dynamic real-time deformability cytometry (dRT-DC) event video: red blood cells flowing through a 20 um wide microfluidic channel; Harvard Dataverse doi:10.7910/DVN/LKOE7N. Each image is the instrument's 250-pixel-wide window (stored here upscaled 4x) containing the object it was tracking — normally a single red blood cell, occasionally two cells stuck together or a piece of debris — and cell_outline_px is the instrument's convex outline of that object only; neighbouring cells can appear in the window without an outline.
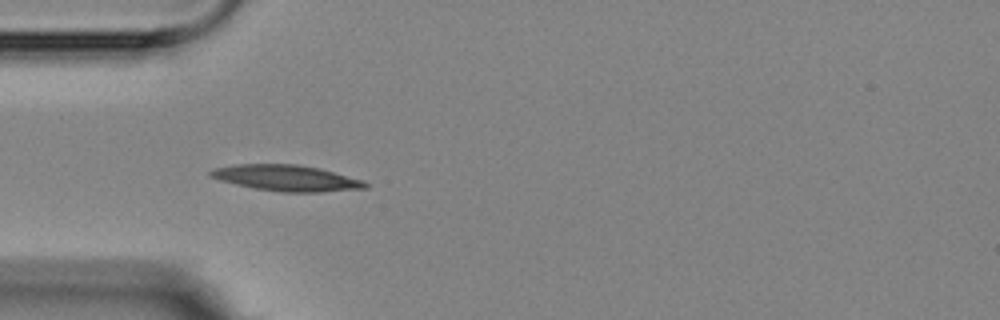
{"species": "Egyptian fruit bat (a non-hibernating species)", "species_latin": "Rousettus aegyptiacus", "temperature_condition": "room temperature", "stored_images_in_passage": 4, "camera_frame_rate_fps": 3000, "um_per_image_px": 0.085, "animal": {"sex": "female"}, "frame": {"image": 1, "passage_image": 4, "time_ms": 3.667, "image_size_px": [1000, 320], "cell_outline_px": [[368, 188], [320, 192], [284, 192], [256, 188], [236, 184], [220, 180], [208, 176], [208, 172], [212, 168], [236, 164], [296, 164], [320, 168], [364, 180], [368, 184]], "centroid_in_image_um": [24.35, 15.12], "position_along_channel_um": 60.6, "area_um2": 23.47}}